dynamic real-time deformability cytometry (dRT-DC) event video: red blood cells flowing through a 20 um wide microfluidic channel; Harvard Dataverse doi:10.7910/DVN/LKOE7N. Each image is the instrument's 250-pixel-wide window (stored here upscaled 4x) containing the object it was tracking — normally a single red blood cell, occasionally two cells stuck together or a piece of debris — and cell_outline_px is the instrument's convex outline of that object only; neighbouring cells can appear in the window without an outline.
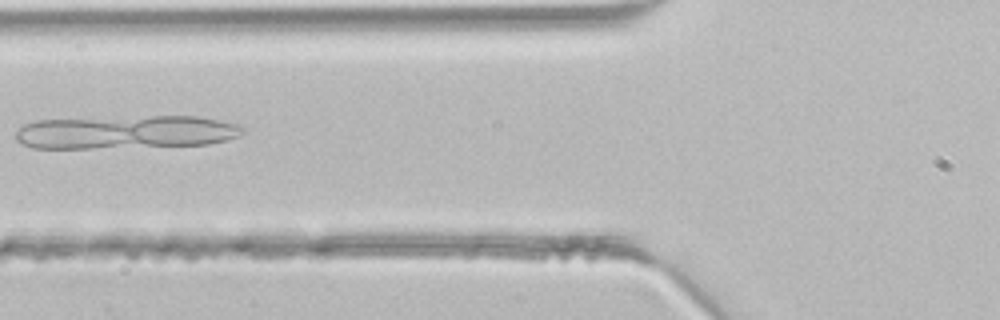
{"species": "common noctule bat (a hibernating species)", "species_latin": "Nyctalus noctula", "temperature_condition": "room temperature", "stored_images_in_passage": 5, "camera_frame_rate_fps": 3000, "um_per_image_px": 0.085, "animal": {"sex": "male", "body_mass_g": 21.5, "forearm_length_mm": 52.0}, "frame": {"image": 1, "passage_image": 5, "time_ms": 1.333, "image_size_px": [1000, 320], "cell_outline_px": [[248, 128], [240, 136], [228, 140], [208, 144], [92, 148], [32, 148], [16, 140], [16, 132], [24, 124], [36, 120], [152, 116], [196, 116], [220, 120], [240, 124]], "centroid_in_image_um": [10.78, 11.22], "position_along_channel_um": 115.0, "area_um2": 44.16}}